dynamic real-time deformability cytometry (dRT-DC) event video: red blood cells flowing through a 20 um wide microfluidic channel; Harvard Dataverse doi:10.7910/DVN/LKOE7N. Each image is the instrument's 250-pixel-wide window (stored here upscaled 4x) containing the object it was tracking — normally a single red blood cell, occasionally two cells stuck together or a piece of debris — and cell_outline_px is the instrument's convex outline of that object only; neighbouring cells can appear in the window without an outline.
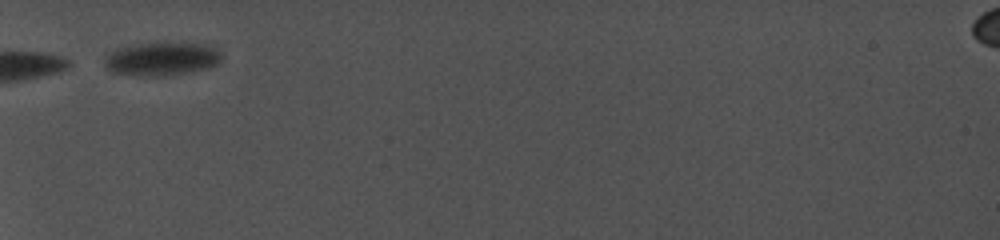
{"species": "common noctule bat (a hibernating species)", "species_latin": "Nyctalus noctula", "temperature_condition": "cold", "stored_images_in_passage": 5, "camera_frame_rate_fps": 5000, "um_per_image_px": 0.085, "animal": {"sex": "female", "body_mass_g": 19.0, "forearm_length_mm": 56.7}, "frame": {"image": 1, "passage_image": 1, "time_ms": 0.0, "image_size_px": [1000, 240], "cell_outline_px": [[212, 60], [204, 64], [156, 72], [116, 68], [112, 64], [112, 56], [128, 48], [144, 44], [192, 44], [212, 52]], "centroid_in_image_um": [13.7, 4.87], "position_along_channel_um": 71.3, "area_um2": 15.78}}